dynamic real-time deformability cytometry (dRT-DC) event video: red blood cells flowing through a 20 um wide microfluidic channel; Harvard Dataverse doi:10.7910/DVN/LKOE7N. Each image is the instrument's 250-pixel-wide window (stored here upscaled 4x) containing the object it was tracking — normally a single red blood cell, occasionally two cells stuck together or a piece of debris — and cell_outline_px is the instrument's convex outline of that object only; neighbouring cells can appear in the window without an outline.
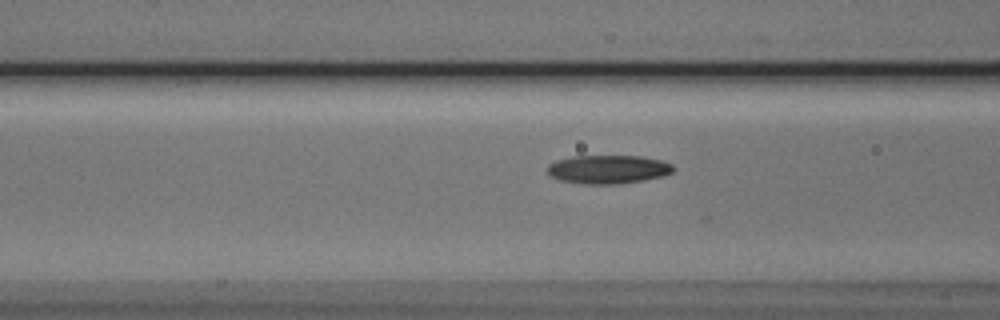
{"species": "Egyptian fruit bat (a non-hibernating species)", "species_latin": "Rousettus aegyptiacus", "temperature_condition": "cold", "stored_images_in_passage": 8, "segment_of_instrument_passage": [2, 2], "camera_frame_rate_fps": 3000, "um_per_image_px": 0.085, "animal": {"sex": "male"}, "frame": {"image": 1, "passage_image": 8, "time_ms": 9.0, "image_size_px": [1000, 320], "cell_outline_px": [[676, 168], [672, 172], [664, 176], [644, 180], [620, 184], [584, 184], [560, 180], [552, 176], [548, 172], [548, 164], [556, 160], [572, 156], [640, 156], [660, 160], [672, 164]], "centroid_in_image_um": [51.71, 14.39], "position_along_channel_um": 114.9, "area_um2": 21.04}}